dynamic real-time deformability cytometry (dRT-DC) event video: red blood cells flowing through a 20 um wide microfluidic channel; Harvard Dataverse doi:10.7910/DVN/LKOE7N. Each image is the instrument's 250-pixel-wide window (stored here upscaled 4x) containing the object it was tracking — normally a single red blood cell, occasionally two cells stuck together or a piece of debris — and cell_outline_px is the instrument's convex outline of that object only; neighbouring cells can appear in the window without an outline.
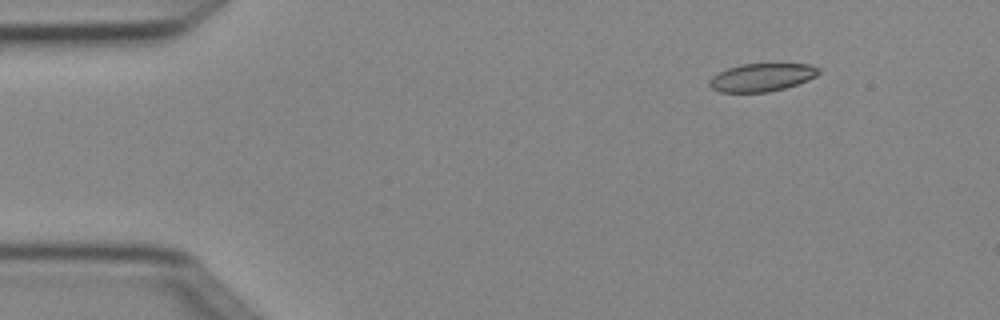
{"species": "Egyptian fruit bat (a non-hibernating species)", "species_latin": "Rousettus aegyptiacus", "temperature_condition": "cold", "stored_images_in_passage": 4, "camera_frame_rate_fps": 3000, "um_per_image_px": 0.085, "animal": {"sex": "female"}, "frame": {"image": 1, "passage_image": 1, "time_ms": 0.0, "image_size_px": [1000, 320], "cell_outline_px": [[820, 72], [816, 76], [808, 80], [784, 88], [768, 92], [720, 92], [712, 88], [708, 84], [708, 80], [712, 76], [728, 68], [740, 64], [812, 64], [820, 68]], "centroid_in_image_um": [64.75, 6.57], "position_along_channel_um": 20.2, "area_um2": 17.8}}
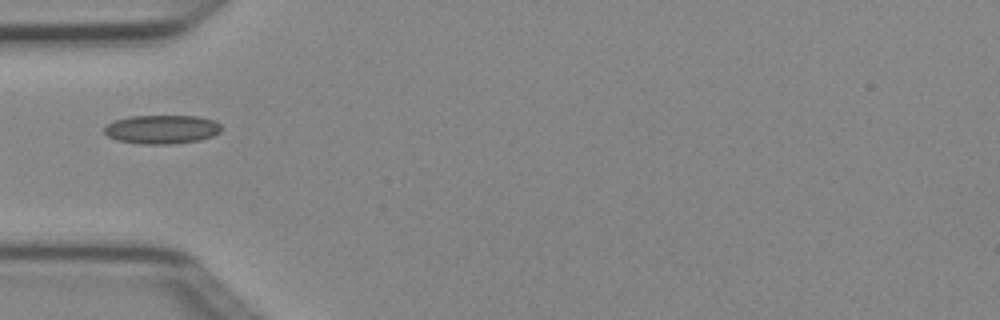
{"frame": {"image": 2, "passage_image": 4, "time_ms": 1.0, "image_size_px": [1000, 320], "cell_outline_px": [[224, 128], [220, 132], [212, 136], [200, 140], [172, 144], [140, 144], [116, 140], [108, 136], [104, 132], [104, 128], [108, 124], [116, 120], [128, 116], [196, 116], [216, 120]], "centroid_in_image_um": [13.79, 10.99], "position_along_channel_um": 71.2, "area_um2": 19.83}}